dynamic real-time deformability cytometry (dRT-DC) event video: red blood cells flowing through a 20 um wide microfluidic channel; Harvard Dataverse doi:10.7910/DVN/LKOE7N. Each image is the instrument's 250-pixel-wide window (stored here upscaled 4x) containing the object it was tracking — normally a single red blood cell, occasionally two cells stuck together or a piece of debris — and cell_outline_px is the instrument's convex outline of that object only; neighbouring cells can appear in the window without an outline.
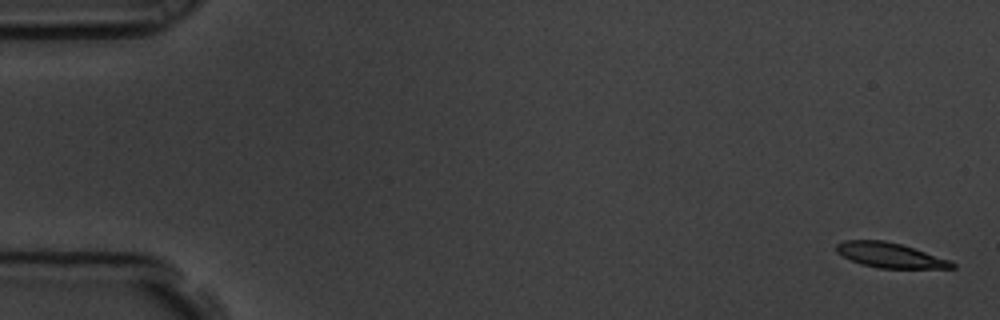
{"species": "common noctule bat (a hibernating species)", "species_latin": "Nyctalus noctula", "temperature_condition": "room temperature", "stored_images_in_passage": 7, "camera_frame_rate_fps": 3000, "um_per_image_px": 0.085, "animal": {"sex": "male", "body_mass_g": 19.5, "forearm_length_mm": 54.6}, "frame": {"image": 1, "passage_image": 1, "time_ms": 0.0, "image_size_px": [1000, 320], "cell_outline_px": [[956, 268], [880, 268], [860, 264], [836, 252], [836, 244], [844, 240], [884, 240], [900, 244], [948, 260], [956, 264]], "centroid_in_image_um": [75.61, 21.69], "position_along_channel_um": 9.4, "area_um2": 16.47}}
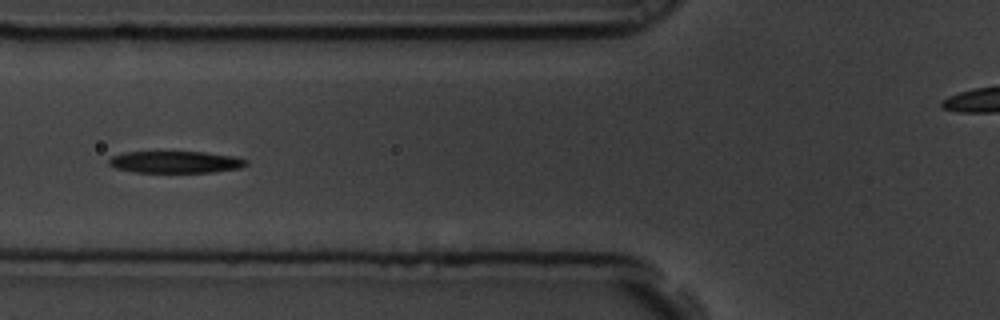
{"frame": {"image": 2, "passage_image": 7, "time_ms": 2.0, "image_size_px": [1000, 320], "cell_outline_px": [[248, 164], [240, 168], [212, 172], [136, 172], [116, 168], [108, 164], [108, 160], [112, 156], [124, 152], [204, 152], [232, 156], [248, 160]], "centroid_in_image_um": [14.91, 13.77], "position_along_channel_um": 110.9, "area_um2": 17.4}}